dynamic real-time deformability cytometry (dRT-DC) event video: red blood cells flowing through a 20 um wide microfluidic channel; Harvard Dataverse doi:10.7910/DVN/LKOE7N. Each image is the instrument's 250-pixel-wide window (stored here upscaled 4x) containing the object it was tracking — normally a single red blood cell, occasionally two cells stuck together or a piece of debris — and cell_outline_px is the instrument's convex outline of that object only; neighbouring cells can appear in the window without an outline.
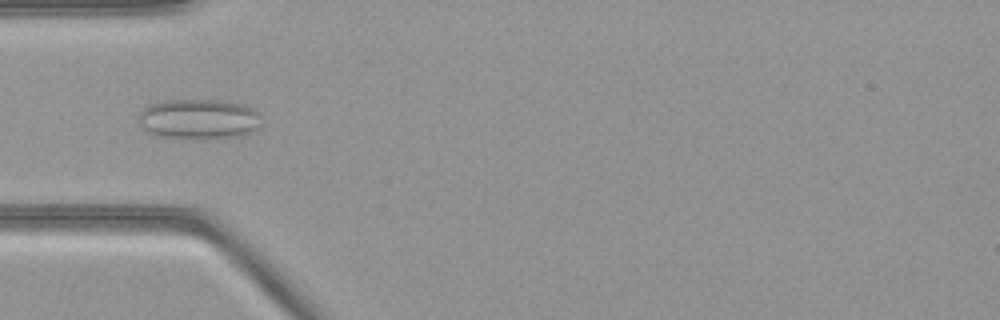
{"species": "common noctule bat (a hibernating species)", "species_latin": "Nyctalus noctula", "temperature_condition": "warm", "stored_images_in_passage": 52, "camera_frame_rate_fps": 3000, "um_per_image_px": 0.085, "animal": {"sex": "female", "body_mass_g": 21.9}, "frame": {"image": 1, "passage_image": 16, "time_ms": 5.0, "image_size_px": [1000, 320], "cell_outline_px": [[260, 128], [256, 132], [244, 136], [156, 136], [148, 132], [140, 124], [136, 116], [148, 104], [164, 100], [228, 100], [244, 104], [256, 108]], "centroid_in_image_um": [16.92, 10.07], "position_along_channel_um": 68.1, "area_um2": 28.5}}
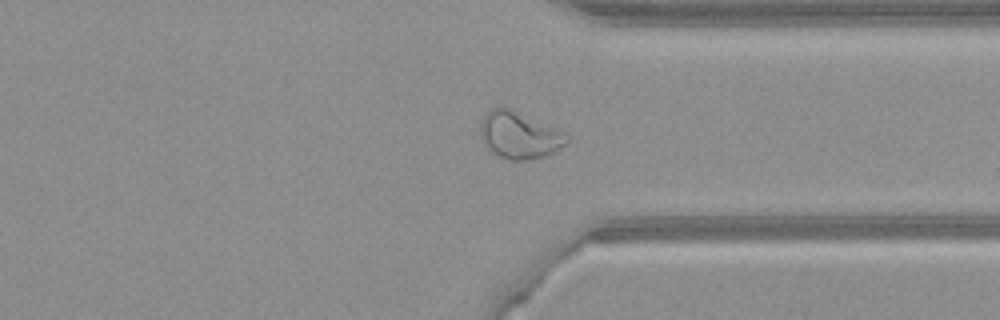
{"frame": {"image": 2, "passage_image": 39, "time_ms": 12.667, "image_size_px": [1000, 320], "cell_outline_px": [[572, 140], [560, 148], [544, 156], [528, 160], [512, 160], [488, 152], [484, 144], [480, 132], [480, 124], [484, 112], [500, 104], [552, 128], [568, 136]], "centroid_in_image_um": [44.06, 11.49], "position_along_channel_um": 367.3, "area_um2": 23.41}}
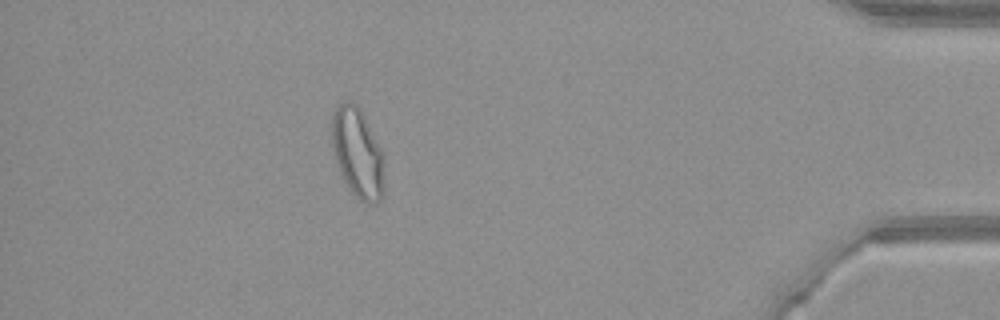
{"frame": {"image": 3, "passage_image": 46, "time_ms": 15.0, "image_size_px": [1000, 320], "cell_outline_px": [[384, 196], [376, 204], [364, 204], [352, 192], [340, 172], [336, 160], [332, 144], [332, 116], [336, 108], [344, 100], [352, 100], [360, 108], [384, 152]], "centroid_in_image_um": [30.44, 13.01], "position_along_channel_um": 404.8, "area_um2": 27.8}}